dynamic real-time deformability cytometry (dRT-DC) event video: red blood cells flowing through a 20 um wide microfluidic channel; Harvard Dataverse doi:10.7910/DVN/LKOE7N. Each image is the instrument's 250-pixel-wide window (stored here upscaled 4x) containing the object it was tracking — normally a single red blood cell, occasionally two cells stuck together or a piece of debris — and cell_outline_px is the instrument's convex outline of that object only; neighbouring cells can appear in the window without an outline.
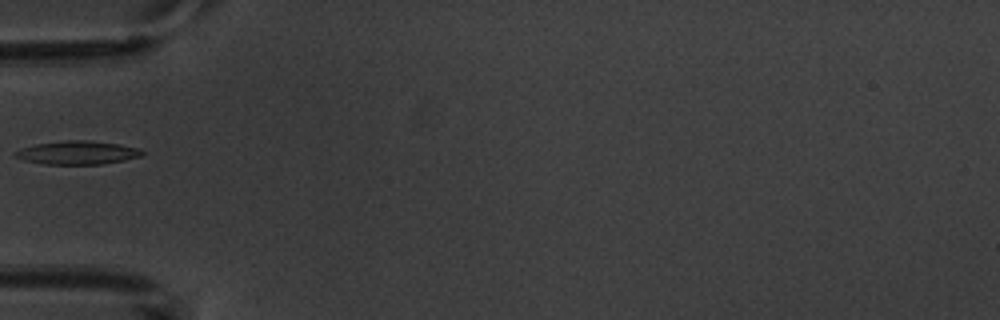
{"species": "common noctule bat (a hibernating species)", "species_latin": "Nyctalus noctula", "temperature_condition": "warm", "stored_images_in_passage": 3, "camera_frame_rate_fps": 3000, "um_per_image_px": 0.085, "animal": {"sex": "male", "body_mass_g": 20.1, "forearm_length_mm": 53.5}, "frame": {"image": 1, "passage_image": 2, "time_ms": 1.333, "image_size_px": [1000, 320], "cell_outline_px": [[144, 156], [124, 160], [100, 164], [44, 164], [24, 160], [12, 156], [12, 152], [20, 148], [36, 144], [64, 140], [88, 140], [120, 144], [140, 148], [144, 152]], "centroid_in_image_um": [6.57, 12.97], "position_along_channel_um": 78.4, "area_um2": 17.57}}